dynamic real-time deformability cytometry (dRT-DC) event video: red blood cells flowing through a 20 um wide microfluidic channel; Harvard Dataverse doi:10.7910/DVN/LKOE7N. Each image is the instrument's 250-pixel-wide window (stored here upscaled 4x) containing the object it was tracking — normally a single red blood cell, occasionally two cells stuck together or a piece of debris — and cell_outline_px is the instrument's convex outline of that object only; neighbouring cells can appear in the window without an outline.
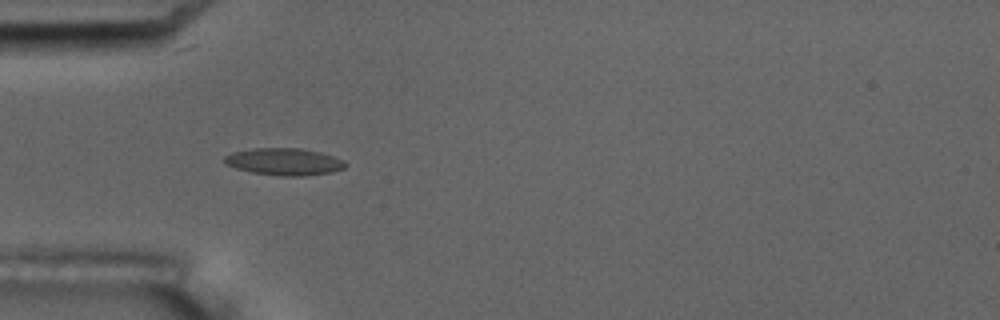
{"species": "common noctule bat (a hibernating species)", "species_latin": "Nyctalus noctula", "temperature_condition": "room temperature", "stored_images_in_passage": 6, "camera_frame_rate_fps": 3000, "um_per_image_px": 0.085, "animal": {"sex": "male", "body_mass_g": 17.5, "forearm_length_mm": 52.3}, "frame": {"image": 1, "passage_image": 5, "time_ms": 5.667, "image_size_px": [1000, 320], "cell_outline_px": [[348, 164], [344, 168], [332, 172], [304, 176], [284, 176], [252, 172], [236, 168], [224, 164], [224, 156], [232, 152], [252, 148], [300, 148], [320, 152], [344, 160]], "centroid_in_image_um": [24.15, 13.74], "position_along_channel_um": 60.8, "area_um2": 19.13}}